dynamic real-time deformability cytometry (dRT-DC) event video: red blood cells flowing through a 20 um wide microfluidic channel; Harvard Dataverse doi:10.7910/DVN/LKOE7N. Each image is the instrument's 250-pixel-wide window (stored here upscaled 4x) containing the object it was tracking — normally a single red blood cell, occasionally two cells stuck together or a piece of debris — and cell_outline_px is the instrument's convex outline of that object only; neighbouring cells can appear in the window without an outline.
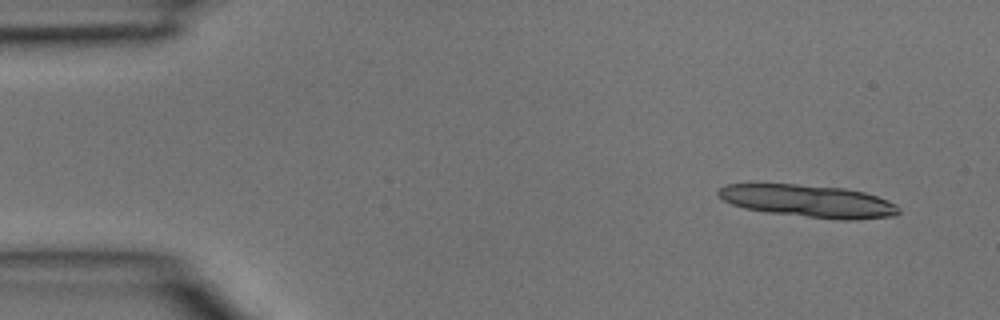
{"species": "common noctule bat (a hibernating species)", "species_latin": "Nyctalus noctula", "temperature_condition": "room temperature", "stored_images_in_passage": 3, "camera_frame_rate_fps": 3000, "um_per_image_px": 0.085, "animal": {"sex": "male", "body_mass_g": 15.6}, "frame": {"image": 1, "passage_image": 1, "time_ms": 0.0, "image_size_px": [1000, 320], "cell_outline_px": [[900, 212], [896, 216], [856, 220], [840, 220], [768, 212], [744, 208], [732, 204], [724, 200], [716, 192], [724, 184], [796, 184], [844, 188], [864, 192], [888, 200], [896, 204], [900, 208]], "centroid_in_image_um": [68.76, 17.09], "position_along_channel_um": 16.2, "area_um2": 34.1}}